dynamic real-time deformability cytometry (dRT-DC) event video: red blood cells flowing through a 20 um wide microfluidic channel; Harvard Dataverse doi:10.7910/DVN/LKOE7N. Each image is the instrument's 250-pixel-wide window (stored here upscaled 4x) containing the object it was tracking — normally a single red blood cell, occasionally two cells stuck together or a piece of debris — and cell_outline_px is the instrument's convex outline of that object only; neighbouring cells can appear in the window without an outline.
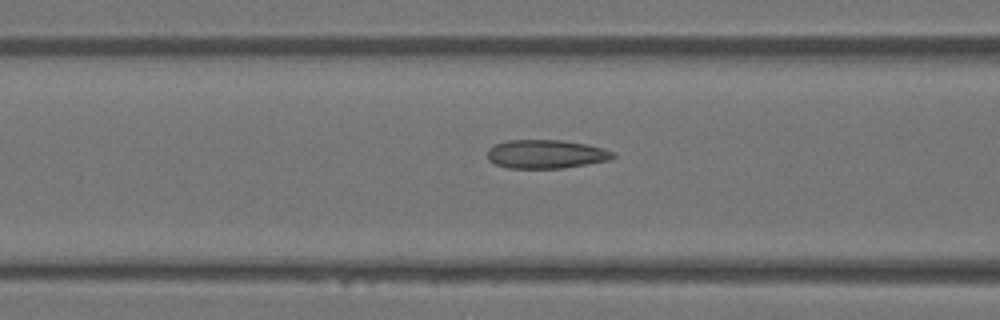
{"species": "Egyptian fruit bat (a non-hibernating species)", "species_latin": "Rousettus aegyptiacus", "temperature_condition": "warm", "stored_images_in_passage": 15, "camera_frame_rate_fps": 3000, "um_per_image_px": 0.085, "animal": {"sex": "female"}, "frame": {"image": 1, "passage_image": 13, "time_ms": 4.0, "image_size_px": [1000, 320], "cell_outline_px": [[616, 156], [608, 160], [564, 168], [508, 168], [496, 164], [488, 160], [488, 148], [496, 144], [508, 140], [560, 140], [588, 144], [604, 148], [616, 152]], "centroid_in_image_um": [46.44, 13.09], "position_along_channel_um": 120.2, "area_um2": 21.04}}